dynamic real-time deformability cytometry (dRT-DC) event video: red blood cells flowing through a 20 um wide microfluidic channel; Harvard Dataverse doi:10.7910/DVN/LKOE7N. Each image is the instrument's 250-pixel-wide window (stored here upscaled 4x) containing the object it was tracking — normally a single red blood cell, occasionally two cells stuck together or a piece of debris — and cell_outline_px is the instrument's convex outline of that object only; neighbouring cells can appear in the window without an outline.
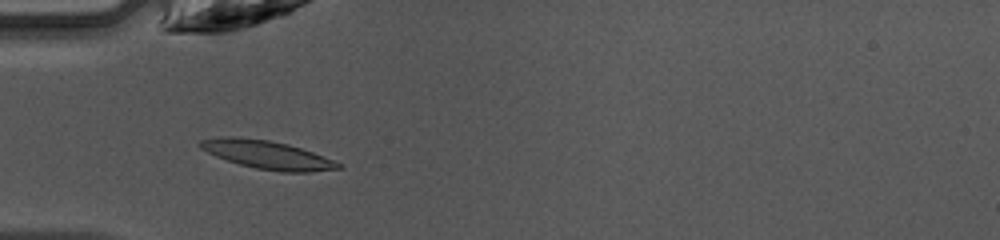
{"species": "common noctule bat (a hibernating species)", "species_latin": "Nyctalus noctula", "temperature_condition": "warm", "stored_images_in_passage": 33, "camera_frame_rate_fps": 3000, "um_per_image_px": 0.085, "animal": {"sex": "female", "body_mass_g": 10.0, "forearm_length_mm": 53.1}, "frame": {"image": 1, "passage_image": 1, "time_ms": 0.0, "image_size_px": [1000, 240], "cell_outline_px": [[344, 168], [308, 172], [280, 172], [256, 168], [240, 164], [216, 156], [200, 148], [196, 144], [200, 140], [220, 136], [232, 136], [268, 140], [288, 144], [324, 156], [344, 164]], "centroid_in_image_um": [22.73, 13.15], "position_along_channel_um": 62.3, "area_um2": 22.83}}
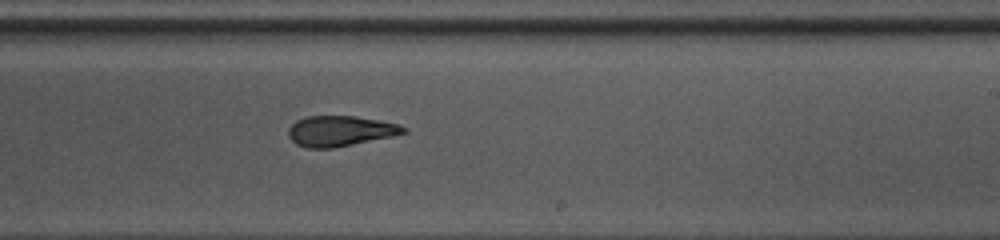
{"frame": {"image": 2, "passage_image": 15, "time_ms": 4.667, "image_size_px": [1000, 240], "cell_outline_px": [[408, 132], [392, 136], [332, 148], [308, 148], [296, 144], [288, 136], [288, 128], [296, 120], [308, 116], [356, 116], [380, 120], [396, 124], [408, 128]], "centroid_in_image_um": [28.9, 11.13], "position_along_channel_um": 260.1, "area_um2": 20.35}}
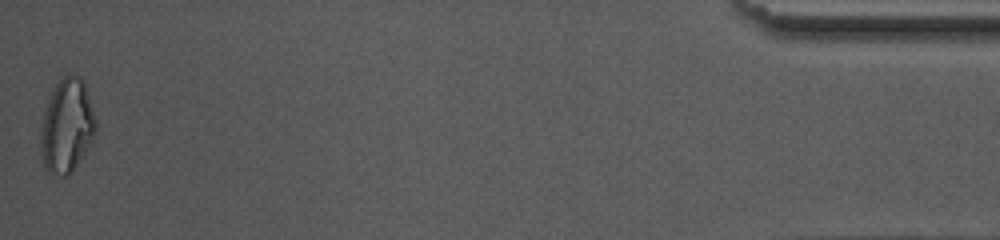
{"frame": {"image": 3, "passage_image": 33, "time_ms": 10.667, "image_size_px": [1000, 240], "cell_outline_px": [[96, 128], [84, 152], [72, 172], [68, 176], [52, 176], [44, 168], [40, 140], [40, 128], [44, 112], [52, 92], [56, 84], [68, 72], [80, 76], [84, 80], [96, 120]], "centroid_in_image_um": [5.66, 10.69], "position_along_channel_um": 429.5, "area_um2": 29.94}, "authors_computed_cell_mechanics": {"area_um2": 21.097, "velocity_mm_per_s": 4.2669, "shape_relaxation_time_tau1_ms": 4.6801, "shape_relaxation_time_tau2_ms": 1.6494, "deformation_change_tau1": 0.1861, "deformation_change_tau2": 0.1089}}